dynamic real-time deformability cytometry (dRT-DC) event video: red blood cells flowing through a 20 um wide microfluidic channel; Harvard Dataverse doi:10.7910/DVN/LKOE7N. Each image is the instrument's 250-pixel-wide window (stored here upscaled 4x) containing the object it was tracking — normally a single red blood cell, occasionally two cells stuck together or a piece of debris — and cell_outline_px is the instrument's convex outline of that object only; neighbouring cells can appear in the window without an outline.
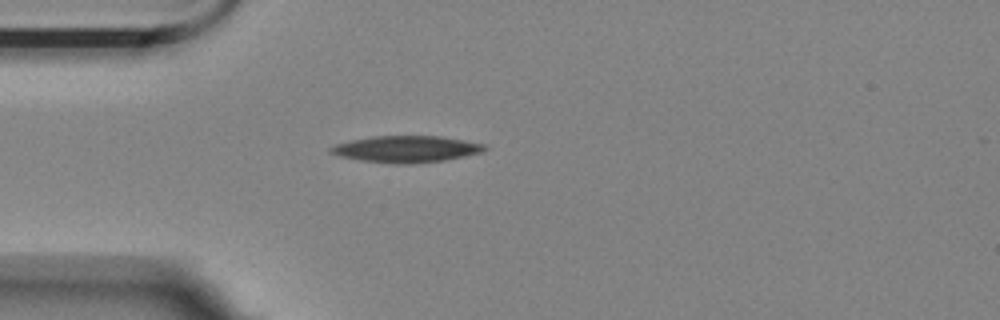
{"species": "Egyptian fruit bat (a non-hibernating species)", "species_latin": "Rousettus aegyptiacus", "temperature_condition": "room temperature", "stored_images_in_passage": 1, "camera_frame_rate_fps": 3000, "um_per_image_px": 0.085, "animal": {"sex": "female"}, "frame": {"image": 1, "passage_image": 1, "time_ms": 0.0, "image_size_px": [1000, 320], "cell_outline_px": [[488, 148], [480, 152], [464, 156], [444, 160], [408, 164], [396, 164], [360, 160], [340, 156], [328, 152], [328, 148], [336, 144], [352, 140], [376, 136], [440, 136], [464, 140], [484, 144]], "centroid_in_image_um": [34.51, 12.67], "position_along_channel_um": 50.5, "area_um2": 23.64}}